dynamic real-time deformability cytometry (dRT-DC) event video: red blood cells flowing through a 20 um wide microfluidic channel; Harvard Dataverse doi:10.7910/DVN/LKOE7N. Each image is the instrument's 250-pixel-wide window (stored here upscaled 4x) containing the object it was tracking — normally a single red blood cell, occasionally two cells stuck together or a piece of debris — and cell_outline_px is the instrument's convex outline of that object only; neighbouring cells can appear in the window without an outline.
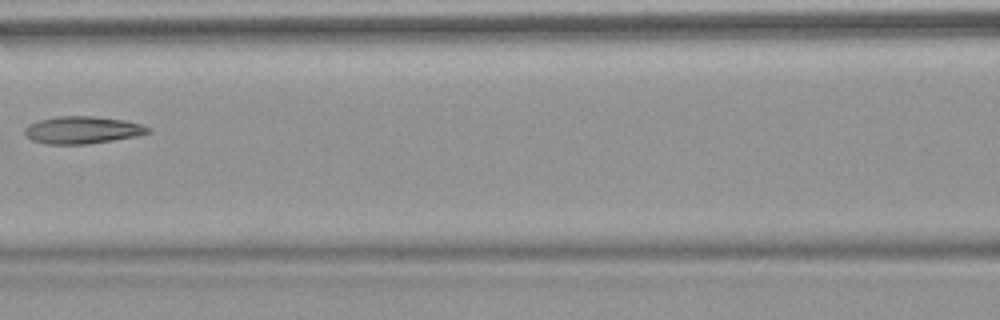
{"species": "common noctule bat (a hibernating species)", "species_latin": "Nyctalus noctula", "temperature_condition": "warm", "stored_images_in_passage": 7, "camera_frame_rate_fps": 3000, "um_per_image_px": 0.085, "animal": {"sex": "female", "body_mass_g": 18.4}, "frame": {"image": 1, "passage_image": 7, "time_ms": 7.0, "image_size_px": [1000, 320], "cell_outline_px": [[152, 132], [140, 136], [88, 144], [44, 144], [32, 140], [24, 132], [24, 128], [28, 124], [40, 120], [56, 116], [92, 116], [124, 120], [140, 124], [152, 128]], "centroid_in_image_um": [7.04, 11.05], "position_along_channel_um": 159.6, "area_um2": 19.83}}